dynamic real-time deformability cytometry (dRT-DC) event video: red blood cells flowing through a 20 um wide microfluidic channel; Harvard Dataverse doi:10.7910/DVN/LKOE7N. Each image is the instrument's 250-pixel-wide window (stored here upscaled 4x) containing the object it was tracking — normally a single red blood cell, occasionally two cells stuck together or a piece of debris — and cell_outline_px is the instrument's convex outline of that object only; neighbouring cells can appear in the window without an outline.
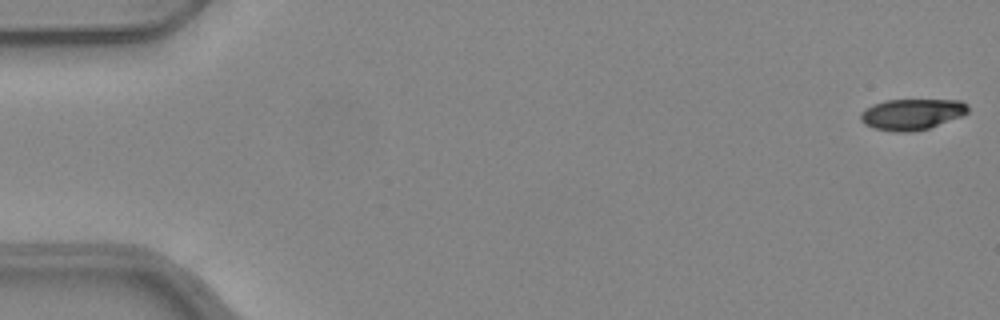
{"species": "common noctule bat (a hibernating species)", "species_latin": "Nyctalus noctula", "temperature_condition": "warm", "stored_images_in_passage": 11, "camera_frame_rate_fps": 3000, "um_per_image_px": 0.085, "animal": {"sex": "female", "body_mass_g": 24.6, "forearm_length_mm": 56.2}, "frame": {"image": 1, "passage_image": 1, "time_ms": 0.0, "image_size_px": [1000, 320], "cell_outline_px": [[968, 112], [964, 116], [928, 128], [912, 132], [892, 132], [872, 128], [864, 124], [860, 120], [860, 112], [864, 108], [872, 104], [884, 100], [960, 100], [968, 104]], "centroid_in_image_um": [77.48, 9.71], "position_along_channel_um": 7.5, "area_um2": 19.77}}